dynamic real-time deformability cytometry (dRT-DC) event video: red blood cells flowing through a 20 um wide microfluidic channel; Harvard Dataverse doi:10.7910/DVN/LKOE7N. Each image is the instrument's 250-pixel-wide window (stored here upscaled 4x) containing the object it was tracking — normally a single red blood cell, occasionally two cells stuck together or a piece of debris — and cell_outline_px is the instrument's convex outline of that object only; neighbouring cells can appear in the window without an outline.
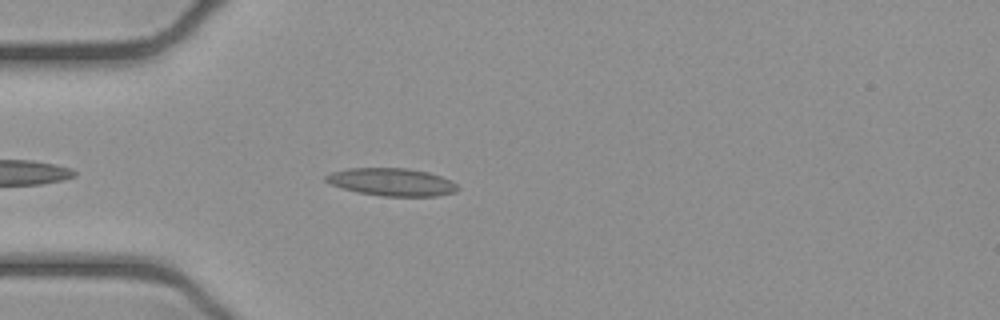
{"species": "common noctule bat (a hibernating species)", "species_latin": "Nyctalus noctula", "temperature_condition": "cold", "stored_images_in_passage": 34, "camera_frame_rate_fps": 3000, "um_per_image_px": 0.085, "animal": {"sex": "female", "body_mass_g": 21.9}, "frame": {"image": 1, "passage_image": 6, "time_ms": 1.667, "image_size_px": [1000, 320], "cell_outline_px": [[460, 188], [456, 192], [436, 196], [380, 196], [356, 192], [332, 184], [324, 180], [324, 176], [332, 172], [348, 168], [408, 168], [428, 172], [452, 180]], "centroid_in_image_um": [33.32, 15.47], "position_along_channel_um": 51.7, "area_um2": 21.33}}
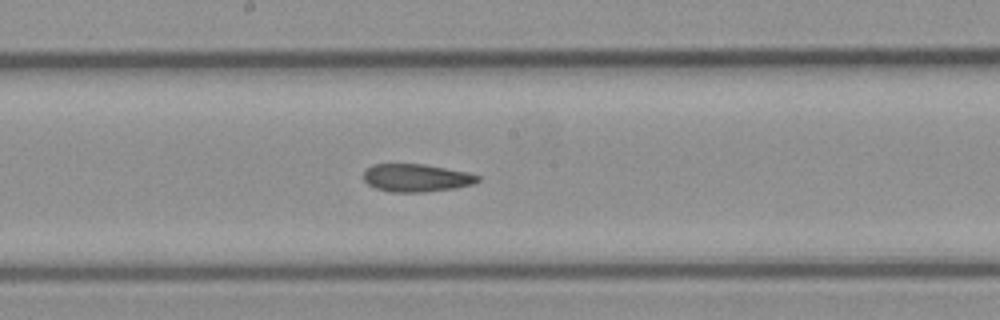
{"frame": {"image": 2, "passage_image": 19, "time_ms": 6.0, "image_size_px": [1000, 320], "cell_outline_px": [[480, 180], [472, 184], [456, 188], [424, 192], [392, 192], [376, 188], [368, 184], [364, 180], [364, 172], [372, 164], [424, 164], [468, 172], [480, 176]], "centroid_in_image_um": [35.4, 15.12], "position_along_channel_um": 212.8, "area_um2": 18.5}}
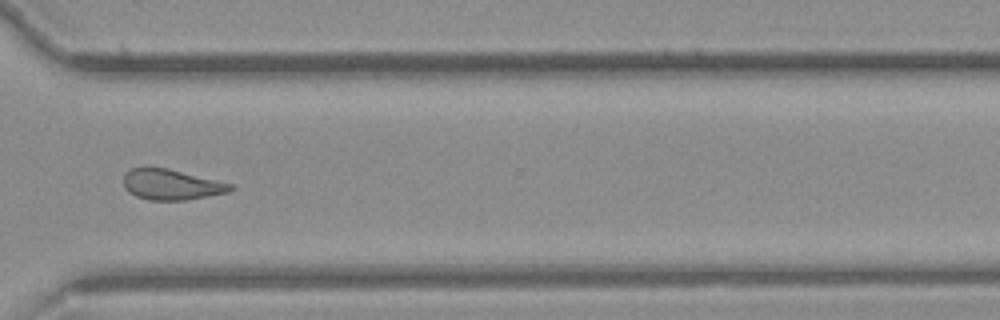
{"frame": {"image": 3, "passage_image": 30, "time_ms": 9.667, "image_size_px": [1000, 320], "cell_outline_px": [[236, 188], [228, 192], [208, 196], [184, 200], [152, 200], [136, 196], [128, 192], [124, 188], [124, 176], [132, 168], [144, 164], [148, 164], [168, 168], [232, 184]], "centroid_in_image_um": [14.52, 15.65], "position_along_channel_um": 356.1, "area_um2": 19.36}, "authors_computed_cell_mechanics": {"area_um2": 19.5075, "velocity_mm_per_s": 3.9184, "shape_relaxation_time_tau1_ms": null, "shape_relaxation_time_tau2_ms": 4.1018, "deformation_change_tau1": null, "deformation_change_tau2": 0.1337}}